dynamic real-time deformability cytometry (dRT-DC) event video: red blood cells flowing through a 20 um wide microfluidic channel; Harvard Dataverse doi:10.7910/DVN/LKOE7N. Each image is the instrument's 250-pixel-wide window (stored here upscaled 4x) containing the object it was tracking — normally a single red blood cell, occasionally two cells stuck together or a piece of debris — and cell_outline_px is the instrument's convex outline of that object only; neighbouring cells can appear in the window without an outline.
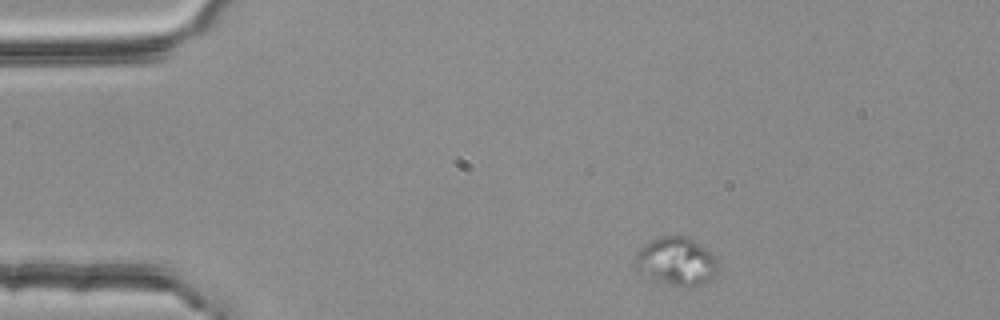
{"species": "common noctule bat (a hibernating species)", "species_latin": "Nyctalus noctula", "temperature_condition": "room temperature", "stored_images_in_passage": 5, "camera_frame_rate_fps": 3000, "um_per_image_px": 0.085, "animal": {"sex": "female", "body_mass_g": 25.1}, "frame": {"image": 1, "passage_image": 1, "time_ms": 0.0, "image_size_px": [1000, 320], "cell_outline_px": [[720, 272], [704, 284], [692, 288], [680, 288], [668, 284], [636, 272], [636, 252], [644, 244], [660, 236], [688, 236], [708, 248], [716, 256], [720, 268]], "centroid_in_image_um": [57.56, 22.24], "position_along_channel_um": 27.4, "area_um2": 24.04}}
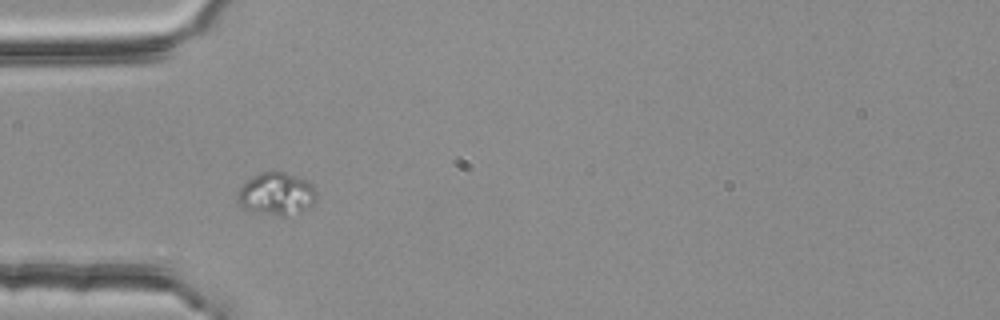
{"frame": {"image": 2, "passage_image": 3, "time_ms": 0.667, "image_size_px": [1000, 320], "cell_outline_px": [[316, 200], [312, 208], [304, 212], [284, 216], [280, 216], [248, 212], [236, 200], [240, 188], [248, 180], [260, 172], [272, 168], [284, 172], [304, 180], [312, 184], [316, 188]], "centroid_in_image_um": [23.52, 16.5], "position_along_channel_um": 61.5, "area_um2": 20.23}}